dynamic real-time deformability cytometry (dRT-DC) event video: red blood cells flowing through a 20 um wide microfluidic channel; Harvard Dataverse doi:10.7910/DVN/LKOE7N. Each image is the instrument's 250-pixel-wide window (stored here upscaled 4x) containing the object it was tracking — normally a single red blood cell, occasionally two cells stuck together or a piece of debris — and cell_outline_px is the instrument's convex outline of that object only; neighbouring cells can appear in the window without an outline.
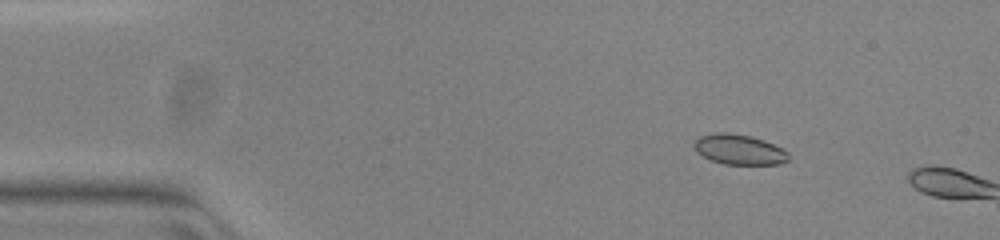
{"species": "common noctule bat (a hibernating species)", "species_latin": "Nyctalus noctula", "temperature_condition": "warm", "stored_images_in_passage": 6, "camera_frame_rate_fps": 3000, "um_per_image_px": 0.085, "animal": {"sex": "female", "body_mass_g": 23.0, "forearm_length_mm": 53.4}, "frame": {"image": 1, "passage_image": 5, "time_ms": 1.333, "image_size_px": [1000, 240], "cell_outline_px": [[788, 160], [780, 164], [724, 164], [712, 160], [696, 152], [692, 144], [700, 136], [716, 132], [728, 132], [752, 136], [764, 140], [784, 148], [788, 152]], "centroid_in_image_um": [62.84, 12.69], "position_along_channel_um": 22.2, "area_um2": 16.7}}